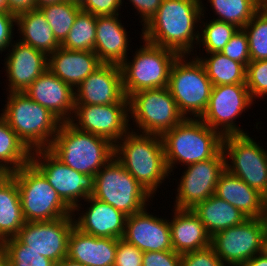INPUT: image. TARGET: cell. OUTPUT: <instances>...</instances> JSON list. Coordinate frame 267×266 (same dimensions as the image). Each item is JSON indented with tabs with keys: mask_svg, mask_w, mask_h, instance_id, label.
<instances>
[{
	"mask_svg": "<svg viewBox=\"0 0 267 266\" xmlns=\"http://www.w3.org/2000/svg\"><path fill=\"white\" fill-rule=\"evenodd\" d=\"M192 211L201 220L211 237L247 219L237 208L215 194L196 204Z\"/></svg>",
	"mask_w": 267,
	"mask_h": 266,
	"instance_id": "cell-29",
	"label": "cell"
},
{
	"mask_svg": "<svg viewBox=\"0 0 267 266\" xmlns=\"http://www.w3.org/2000/svg\"><path fill=\"white\" fill-rule=\"evenodd\" d=\"M221 53L231 60L242 63L245 67L250 63L248 38L243 29H238L224 46Z\"/></svg>",
	"mask_w": 267,
	"mask_h": 266,
	"instance_id": "cell-40",
	"label": "cell"
},
{
	"mask_svg": "<svg viewBox=\"0 0 267 266\" xmlns=\"http://www.w3.org/2000/svg\"><path fill=\"white\" fill-rule=\"evenodd\" d=\"M8 12L15 16L35 9V0H7Z\"/></svg>",
	"mask_w": 267,
	"mask_h": 266,
	"instance_id": "cell-47",
	"label": "cell"
},
{
	"mask_svg": "<svg viewBox=\"0 0 267 266\" xmlns=\"http://www.w3.org/2000/svg\"><path fill=\"white\" fill-rule=\"evenodd\" d=\"M6 248L10 266H55V262L22 244L16 237L2 242Z\"/></svg>",
	"mask_w": 267,
	"mask_h": 266,
	"instance_id": "cell-38",
	"label": "cell"
},
{
	"mask_svg": "<svg viewBox=\"0 0 267 266\" xmlns=\"http://www.w3.org/2000/svg\"><path fill=\"white\" fill-rule=\"evenodd\" d=\"M181 266H225L209 246L205 249L188 252L181 255Z\"/></svg>",
	"mask_w": 267,
	"mask_h": 266,
	"instance_id": "cell-41",
	"label": "cell"
},
{
	"mask_svg": "<svg viewBox=\"0 0 267 266\" xmlns=\"http://www.w3.org/2000/svg\"><path fill=\"white\" fill-rule=\"evenodd\" d=\"M25 223L17 182L10 176L0 185V243L15 237Z\"/></svg>",
	"mask_w": 267,
	"mask_h": 266,
	"instance_id": "cell-30",
	"label": "cell"
},
{
	"mask_svg": "<svg viewBox=\"0 0 267 266\" xmlns=\"http://www.w3.org/2000/svg\"><path fill=\"white\" fill-rule=\"evenodd\" d=\"M102 64L94 51L67 50L60 46L48 55V70L73 89Z\"/></svg>",
	"mask_w": 267,
	"mask_h": 266,
	"instance_id": "cell-25",
	"label": "cell"
},
{
	"mask_svg": "<svg viewBox=\"0 0 267 266\" xmlns=\"http://www.w3.org/2000/svg\"><path fill=\"white\" fill-rule=\"evenodd\" d=\"M142 259L141 250L122 238L118 239L114 266H142Z\"/></svg>",
	"mask_w": 267,
	"mask_h": 266,
	"instance_id": "cell-42",
	"label": "cell"
},
{
	"mask_svg": "<svg viewBox=\"0 0 267 266\" xmlns=\"http://www.w3.org/2000/svg\"><path fill=\"white\" fill-rule=\"evenodd\" d=\"M167 168L189 165L215 157L222 150L223 136L201 119L185 118L161 135Z\"/></svg>",
	"mask_w": 267,
	"mask_h": 266,
	"instance_id": "cell-3",
	"label": "cell"
},
{
	"mask_svg": "<svg viewBox=\"0 0 267 266\" xmlns=\"http://www.w3.org/2000/svg\"><path fill=\"white\" fill-rule=\"evenodd\" d=\"M259 10L267 16V0H264L263 4L259 7Z\"/></svg>",
	"mask_w": 267,
	"mask_h": 266,
	"instance_id": "cell-54",
	"label": "cell"
},
{
	"mask_svg": "<svg viewBox=\"0 0 267 266\" xmlns=\"http://www.w3.org/2000/svg\"><path fill=\"white\" fill-rule=\"evenodd\" d=\"M97 16L80 10L68 36L60 45L67 50L94 51Z\"/></svg>",
	"mask_w": 267,
	"mask_h": 266,
	"instance_id": "cell-33",
	"label": "cell"
},
{
	"mask_svg": "<svg viewBox=\"0 0 267 266\" xmlns=\"http://www.w3.org/2000/svg\"><path fill=\"white\" fill-rule=\"evenodd\" d=\"M64 0H35V9H38L42 6L58 3Z\"/></svg>",
	"mask_w": 267,
	"mask_h": 266,
	"instance_id": "cell-52",
	"label": "cell"
},
{
	"mask_svg": "<svg viewBox=\"0 0 267 266\" xmlns=\"http://www.w3.org/2000/svg\"><path fill=\"white\" fill-rule=\"evenodd\" d=\"M7 94L5 107L0 114L8 125L31 152L48 149L62 121L24 92Z\"/></svg>",
	"mask_w": 267,
	"mask_h": 266,
	"instance_id": "cell-4",
	"label": "cell"
},
{
	"mask_svg": "<svg viewBox=\"0 0 267 266\" xmlns=\"http://www.w3.org/2000/svg\"><path fill=\"white\" fill-rule=\"evenodd\" d=\"M251 61L267 60V16L260 10L244 26Z\"/></svg>",
	"mask_w": 267,
	"mask_h": 266,
	"instance_id": "cell-37",
	"label": "cell"
},
{
	"mask_svg": "<svg viewBox=\"0 0 267 266\" xmlns=\"http://www.w3.org/2000/svg\"><path fill=\"white\" fill-rule=\"evenodd\" d=\"M75 91V105L129 103L122 83L120 65L103 63Z\"/></svg>",
	"mask_w": 267,
	"mask_h": 266,
	"instance_id": "cell-18",
	"label": "cell"
},
{
	"mask_svg": "<svg viewBox=\"0 0 267 266\" xmlns=\"http://www.w3.org/2000/svg\"><path fill=\"white\" fill-rule=\"evenodd\" d=\"M48 149L70 168L93 176L114 157L113 143L77 129L70 121L61 123Z\"/></svg>",
	"mask_w": 267,
	"mask_h": 266,
	"instance_id": "cell-5",
	"label": "cell"
},
{
	"mask_svg": "<svg viewBox=\"0 0 267 266\" xmlns=\"http://www.w3.org/2000/svg\"><path fill=\"white\" fill-rule=\"evenodd\" d=\"M94 198L103 201L127 217L143 210L153 196L113 157L94 176Z\"/></svg>",
	"mask_w": 267,
	"mask_h": 266,
	"instance_id": "cell-9",
	"label": "cell"
},
{
	"mask_svg": "<svg viewBox=\"0 0 267 266\" xmlns=\"http://www.w3.org/2000/svg\"><path fill=\"white\" fill-rule=\"evenodd\" d=\"M31 153L0 114V164L13 173L30 163Z\"/></svg>",
	"mask_w": 267,
	"mask_h": 266,
	"instance_id": "cell-32",
	"label": "cell"
},
{
	"mask_svg": "<svg viewBox=\"0 0 267 266\" xmlns=\"http://www.w3.org/2000/svg\"><path fill=\"white\" fill-rule=\"evenodd\" d=\"M147 209L126 218L122 239L142 252L173 250L169 220L156 217Z\"/></svg>",
	"mask_w": 267,
	"mask_h": 266,
	"instance_id": "cell-20",
	"label": "cell"
},
{
	"mask_svg": "<svg viewBox=\"0 0 267 266\" xmlns=\"http://www.w3.org/2000/svg\"><path fill=\"white\" fill-rule=\"evenodd\" d=\"M0 266H10L6 248L0 243Z\"/></svg>",
	"mask_w": 267,
	"mask_h": 266,
	"instance_id": "cell-49",
	"label": "cell"
},
{
	"mask_svg": "<svg viewBox=\"0 0 267 266\" xmlns=\"http://www.w3.org/2000/svg\"><path fill=\"white\" fill-rule=\"evenodd\" d=\"M4 59L10 92H24L41 74L48 69V56L19 40L8 47ZM11 48V49H10Z\"/></svg>",
	"mask_w": 267,
	"mask_h": 266,
	"instance_id": "cell-19",
	"label": "cell"
},
{
	"mask_svg": "<svg viewBox=\"0 0 267 266\" xmlns=\"http://www.w3.org/2000/svg\"><path fill=\"white\" fill-rule=\"evenodd\" d=\"M117 238H100L73 227L67 257L84 266H114Z\"/></svg>",
	"mask_w": 267,
	"mask_h": 266,
	"instance_id": "cell-23",
	"label": "cell"
},
{
	"mask_svg": "<svg viewBox=\"0 0 267 266\" xmlns=\"http://www.w3.org/2000/svg\"><path fill=\"white\" fill-rule=\"evenodd\" d=\"M24 93L50 110L62 122L71 120L75 110V91L48 69Z\"/></svg>",
	"mask_w": 267,
	"mask_h": 266,
	"instance_id": "cell-21",
	"label": "cell"
},
{
	"mask_svg": "<svg viewBox=\"0 0 267 266\" xmlns=\"http://www.w3.org/2000/svg\"><path fill=\"white\" fill-rule=\"evenodd\" d=\"M20 42L44 52L47 56L55 52L60 43L56 40L45 16L39 9L29 10L16 16Z\"/></svg>",
	"mask_w": 267,
	"mask_h": 266,
	"instance_id": "cell-28",
	"label": "cell"
},
{
	"mask_svg": "<svg viewBox=\"0 0 267 266\" xmlns=\"http://www.w3.org/2000/svg\"><path fill=\"white\" fill-rule=\"evenodd\" d=\"M16 16L9 12H0V53L6 51L13 43Z\"/></svg>",
	"mask_w": 267,
	"mask_h": 266,
	"instance_id": "cell-45",
	"label": "cell"
},
{
	"mask_svg": "<svg viewBox=\"0 0 267 266\" xmlns=\"http://www.w3.org/2000/svg\"><path fill=\"white\" fill-rule=\"evenodd\" d=\"M242 266H267V248L258 255L247 260Z\"/></svg>",
	"mask_w": 267,
	"mask_h": 266,
	"instance_id": "cell-48",
	"label": "cell"
},
{
	"mask_svg": "<svg viewBox=\"0 0 267 266\" xmlns=\"http://www.w3.org/2000/svg\"><path fill=\"white\" fill-rule=\"evenodd\" d=\"M140 15L139 21L143 27L150 21L159 9L162 0H129Z\"/></svg>",
	"mask_w": 267,
	"mask_h": 266,
	"instance_id": "cell-46",
	"label": "cell"
},
{
	"mask_svg": "<svg viewBox=\"0 0 267 266\" xmlns=\"http://www.w3.org/2000/svg\"><path fill=\"white\" fill-rule=\"evenodd\" d=\"M253 101L246 84L213 86L208 107L200 119L222 136L246 134L235 122Z\"/></svg>",
	"mask_w": 267,
	"mask_h": 266,
	"instance_id": "cell-14",
	"label": "cell"
},
{
	"mask_svg": "<svg viewBox=\"0 0 267 266\" xmlns=\"http://www.w3.org/2000/svg\"><path fill=\"white\" fill-rule=\"evenodd\" d=\"M200 23H203L202 25L204 28L199 25L202 30L199 32L198 45L202 44L201 46H204L205 49L203 50L206 54L221 52L231 37L239 29L233 24L219 21L215 18L211 21L209 20V23L201 21L200 19Z\"/></svg>",
	"mask_w": 267,
	"mask_h": 266,
	"instance_id": "cell-36",
	"label": "cell"
},
{
	"mask_svg": "<svg viewBox=\"0 0 267 266\" xmlns=\"http://www.w3.org/2000/svg\"><path fill=\"white\" fill-rule=\"evenodd\" d=\"M215 195L233 205L247 218L267 217V199L226 169L219 177Z\"/></svg>",
	"mask_w": 267,
	"mask_h": 266,
	"instance_id": "cell-24",
	"label": "cell"
},
{
	"mask_svg": "<svg viewBox=\"0 0 267 266\" xmlns=\"http://www.w3.org/2000/svg\"><path fill=\"white\" fill-rule=\"evenodd\" d=\"M188 56L179 55L174 61L167 88L185 118L200 119L208 107L213 85L199 59L188 60Z\"/></svg>",
	"mask_w": 267,
	"mask_h": 266,
	"instance_id": "cell-7",
	"label": "cell"
},
{
	"mask_svg": "<svg viewBox=\"0 0 267 266\" xmlns=\"http://www.w3.org/2000/svg\"><path fill=\"white\" fill-rule=\"evenodd\" d=\"M267 246V217L247 218L211 237V247L225 266H242Z\"/></svg>",
	"mask_w": 267,
	"mask_h": 266,
	"instance_id": "cell-11",
	"label": "cell"
},
{
	"mask_svg": "<svg viewBox=\"0 0 267 266\" xmlns=\"http://www.w3.org/2000/svg\"><path fill=\"white\" fill-rule=\"evenodd\" d=\"M142 266H181V254L174 250L143 252Z\"/></svg>",
	"mask_w": 267,
	"mask_h": 266,
	"instance_id": "cell-43",
	"label": "cell"
},
{
	"mask_svg": "<svg viewBox=\"0 0 267 266\" xmlns=\"http://www.w3.org/2000/svg\"><path fill=\"white\" fill-rule=\"evenodd\" d=\"M246 86L252 100L267 95V60L250 61L246 67Z\"/></svg>",
	"mask_w": 267,
	"mask_h": 266,
	"instance_id": "cell-39",
	"label": "cell"
},
{
	"mask_svg": "<svg viewBox=\"0 0 267 266\" xmlns=\"http://www.w3.org/2000/svg\"><path fill=\"white\" fill-rule=\"evenodd\" d=\"M38 9L45 16L56 40L62 44L68 36L81 7L80 5L64 0L58 3L42 6Z\"/></svg>",
	"mask_w": 267,
	"mask_h": 266,
	"instance_id": "cell-34",
	"label": "cell"
},
{
	"mask_svg": "<svg viewBox=\"0 0 267 266\" xmlns=\"http://www.w3.org/2000/svg\"><path fill=\"white\" fill-rule=\"evenodd\" d=\"M0 12H8L7 0H0Z\"/></svg>",
	"mask_w": 267,
	"mask_h": 266,
	"instance_id": "cell-53",
	"label": "cell"
},
{
	"mask_svg": "<svg viewBox=\"0 0 267 266\" xmlns=\"http://www.w3.org/2000/svg\"><path fill=\"white\" fill-rule=\"evenodd\" d=\"M129 117V103L75 105L70 123L81 131L104 137L115 145L130 131Z\"/></svg>",
	"mask_w": 267,
	"mask_h": 266,
	"instance_id": "cell-15",
	"label": "cell"
},
{
	"mask_svg": "<svg viewBox=\"0 0 267 266\" xmlns=\"http://www.w3.org/2000/svg\"><path fill=\"white\" fill-rule=\"evenodd\" d=\"M206 56L198 57L197 55L196 58L204 66L213 86L246 84V67L242 63L231 60L221 52L210 53Z\"/></svg>",
	"mask_w": 267,
	"mask_h": 266,
	"instance_id": "cell-31",
	"label": "cell"
},
{
	"mask_svg": "<svg viewBox=\"0 0 267 266\" xmlns=\"http://www.w3.org/2000/svg\"><path fill=\"white\" fill-rule=\"evenodd\" d=\"M130 131L114 145V157L153 197L169 178L160 135Z\"/></svg>",
	"mask_w": 267,
	"mask_h": 266,
	"instance_id": "cell-2",
	"label": "cell"
},
{
	"mask_svg": "<svg viewBox=\"0 0 267 266\" xmlns=\"http://www.w3.org/2000/svg\"><path fill=\"white\" fill-rule=\"evenodd\" d=\"M216 20L235 25L239 29L252 19L259 11V6L252 0H208Z\"/></svg>",
	"mask_w": 267,
	"mask_h": 266,
	"instance_id": "cell-35",
	"label": "cell"
},
{
	"mask_svg": "<svg viewBox=\"0 0 267 266\" xmlns=\"http://www.w3.org/2000/svg\"><path fill=\"white\" fill-rule=\"evenodd\" d=\"M55 266H84V265L66 257L65 259H62L60 262L56 263Z\"/></svg>",
	"mask_w": 267,
	"mask_h": 266,
	"instance_id": "cell-50",
	"label": "cell"
},
{
	"mask_svg": "<svg viewBox=\"0 0 267 266\" xmlns=\"http://www.w3.org/2000/svg\"><path fill=\"white\" fill-rule=\"evenodd\" d=\"M73 219V215H69L52 221L26 222L15 237L30 249L58 263L67 257Z\"/></svg>",
	"mask_w": 267,
	"mask_h": 266,
	"instance_id": "cell-17",
	"label": "cell"
},
{
	"mask_svg": "<svg viewBox=\"0 0 267 266\" xmlns=\"http://www.w3.org/2000/svg\"><path fill=\"white\" fill-rule=\"evenodd\" d=\"M48 180L60 198L79 213L82 203L94 192V176L78 172L60 161L49 149H39L31 153L30 161ZM80 199V200H79ZM80 208V209H79Z\"/></svg>",
	"mask_w": 267,
	"mask_h": 266,
	"instance_id": "cell-13",
	"label": "cell"
},
{
	"mask_svg": "<svg viewBox=\"0 0 267 266\" xmlns=\"http://www.w3.org/2000/svg\"><path fill=\"white\" fill-rule=\"evenodd\" d=\"M123 0H85L80 6L82 10L89 12L95 16L120 14L119 9L122 8Z\"/></svg>",
	"mask_w": 267,
	"mask_h": 266,
	"instance_id": "cell-44",
	"label": "cell"
},
{
	"mask_svg": "<svg viewBox=\"0 0 267 266\" xmlns=\"http://www.w3.org/2000/svg\"><path fill=\"white\" fill-rule=\"evenodd\" d=\"M128 99L129 119L138 133L161 136L185 119L167 87L141 90Z\"/></svg>",
	"mask_w": 267,
	"mask_h": 266,
	"instance_id": "cell-10",
	"label": "cell"
},
{
	"mask_svg": "<svg viewBox=\"0 0 267 266\" xmlns=\"http://www.w3.org/2000/svg\"><path fill=\"white\" fill-rule=\"evenodd\" d=\"M136 49L133 60L126 58L120 65L124 93L127 98L146 89L168 86L170 70L179 54L146 40Z\"/></svg>",
	"mask_w": 267,
	"mask_h": 266,
	"instance_id": "cell-6",
	"label": "cell"
},
{
	"mask_svg": "<svg viewBox=\"0 0 267 266\" xmlns=\"http://www.w3.org/2000/svg\"><path fill=\"white\" fill-rule=\"evenodd\" d=\"M225 164L221 150L213 158L187 165L178 182L174 208L192 209L215 194L219 177L226 169Z\"/></svg>",
	"mask_w": 267,
	"mask_h": 266,
	"instance_id": "cell-16",
	"label": "cell"
},
{
	"mask_svg": "<svg viewBox=\"0 0 267 266\" xmlns=\"http://www.w3.org/2000/svg\"><path fill=\"white\" fill-rule=\"evenodd\" d=\"M254 3H256L259 7L263 4L264 0H252Z\"/></svg>",
	"mask_w": 267,
	"mask_h": 266,
	"instance_id": "cell-56",
	"label": "cell"
},
{
	"mask_svg": "<svg viewBox=\"0 0 267 266\" xmlns=\"http://www.w3.org/2000/svg\"><path fill=\"white\" fill-rule=\"evenodd\" d=\"M67 1L80 5V6L85 2V0H67Z\"/></svg>",
	"mask_w": 267,
	"mask_h": 266,
	"instance_id": "cell-55",
	"label": "cell"
},
{
	"mask_svg": "<svg viewBox=\"0 0 267 266\" xmlns=\"http://www.w3.org/2000/svg\"><path fill=\"white\" fill-rule=\"evenodd\" d=\"M174 215L169 220L171 243L178 254H185L211 246V236L192 209L172 210Z\"/></svg>",
	"mask_w": 267,
	"mask_h": 266,
	"instance_id": "cell-27",
	"label": "cell"
},
{
	"mask_svg": "<svg viewBox=\"0 0 267 266\" xmlns=\"http://www.w3.org/2000/svg\"><path fill=\"white\" fill-rule=\"evenodd\" d=\"M11 176L17 182L26 222L52 221L72 215V209L31 162L11 173Z\"/></svg>",
	"mask_w": 267,
	"mask_h": 266,
	"instance_id": "cell-8",
	"label": "cell"
},
{
	"mask_svg": "<svg viewBox=\"0 0 267 266\" xmlns=\"http://www.w3.org/2000/svg\"><path fill=\"white\" fill-rule=\"evenodd\" d=\"M10 176L11 172L0 164V185L3 184Z\"/></svg>",
	"mask_w": 267,
	"mask_h": 266,
	"instance_id": "cell-51",
	"label": "cell"
},
{
	"mask_svg": "<svg viewBox=\"0 0 267 266\" xmlns=\"http://www.w3.org/2000/svg\"><path fill=\"white\" fill-rule=\"evenodd\" d=\"M128 39L119 14L97 16L94 52L102 63L121 65L129 57Z\"/></svg>",
	"mask_w": 267,
	"mask_h": 266,
	"instance_id": "cell-26",
	"label": "cell"
},
{
	"mask_svg": "<svg viewBox=\"0 0 267 266\" xmlns=\"http://www.w3.org/2000/svg\"><path fill=\"white\" fill-rule=\"evenodd\" d=\"M205 8L202 0H162L156 14L142 28V41L190 56L194 45L198 46L197 27Z\"/></svg>",
	"mask_w": 267,
	"mask_h": 266,
	"instance_id": "cell-1",
	"label": "cell"
},
{
	"mask_svg": "<svg viewBox=\"0 0 267 266\" xmlns=\"http://www.w3.org/2000/svg\"><path fill=\"white\" fill-rule=\"evenodd\" d=\"M248 134L223 136L225 168L267 199V150Z\"/></svg>",
	"mask_w": 267,
	"mask_h": 266,
	"instance_id": "cell-12",
	"label": "cell"
},
{
	"mask_svg": "<svg viewBox=\"0 0 267 266\" xmlns=\"http://www.w3.org/2000/svg\"><path fill=\"white\" fill-rule=\"evenodd\" d=\"M84 202L90 203L87 211L79 213L78 218L72 214L76 228L95 237L123 238L127 218L125 214L93 196H89Z\"/></svg>",
	"mask_w": 267,
	"mask_h": 266,
	"instance_id": "cell-22",
	"label": "cell"
}]
</instances>
